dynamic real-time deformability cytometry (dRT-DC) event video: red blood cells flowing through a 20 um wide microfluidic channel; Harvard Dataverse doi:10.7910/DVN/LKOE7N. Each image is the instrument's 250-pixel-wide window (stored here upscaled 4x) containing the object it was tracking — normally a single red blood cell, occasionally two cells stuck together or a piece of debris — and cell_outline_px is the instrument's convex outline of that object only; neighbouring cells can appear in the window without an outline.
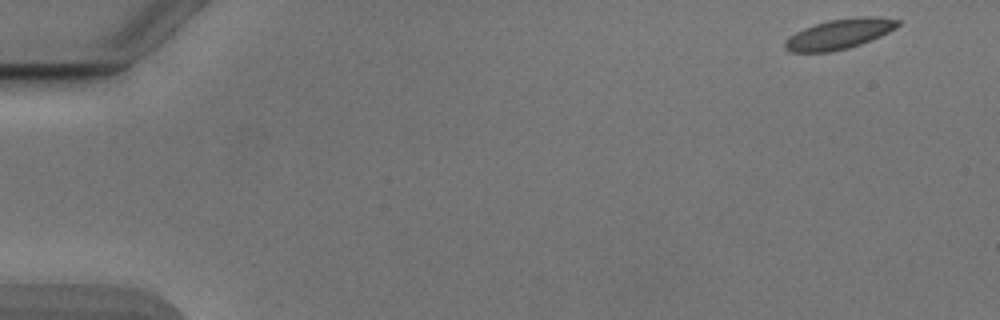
{"species": "Egyptian fruit bat (a non-hibernating species)", "species_latin": "Rousettus aegyptiacus", "temperature_condition": "cold", "stored_images_in_passage": 13, "camera_frame_rate_fps": 3000, "um_per_image_px": 0.085, "animal": {"sex": "male"}, "frame": {"image": 1, "passage_image": 1, "time_ms": 0.0, "image_size_px": [1000, 320], "cell_outline_px": [[900, 24], [896, 28], [880, 36], [860, 44], [848, 48], [832, 52], [788, 52], [784, 48], [784, 44], [788, 36], [804, 28], [828, 20], [856, 16], [872, 16], [900, 20]], "centroid_in_image_um": [71.32, 2.89], "position_along_channel_um": 13.7, "area_um2": 19.83}}